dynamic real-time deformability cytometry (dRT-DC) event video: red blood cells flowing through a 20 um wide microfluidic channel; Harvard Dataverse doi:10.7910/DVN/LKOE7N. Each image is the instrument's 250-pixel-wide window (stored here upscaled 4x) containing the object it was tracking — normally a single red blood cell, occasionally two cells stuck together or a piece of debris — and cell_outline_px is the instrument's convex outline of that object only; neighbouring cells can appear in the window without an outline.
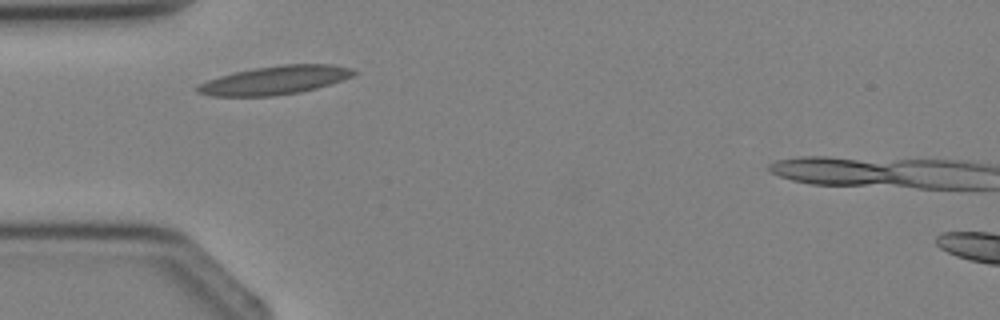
{"species": "Egyptian fruit bat (a non-hibernating species)", "species_latin": "Rousettus aegyptiacus", "temperature_condition": "cold", "stored_images_in_passage": 2, "camera_frame_rate_fps": 3000, "um_per_image_px": 0.085, "animal": {"sex": "female"}, "frame": {"image": 1, "passage_image": 1, "time_ms": 0.0, "image_size_px": [1000, 320], "cell_outline_px": [[356, 72], [352, 76], [316, 88], [300, 92], [272, 96], [212, 96], [196, 92], [196, 84], [220, 76], [236, 72], [256, 68], [284, 64], [332, 64], [352, 68]], "centroid_in_image_um": [23.34, 6.82], "position_along_channel_um": 61.7, "area_um2": 25.72}}
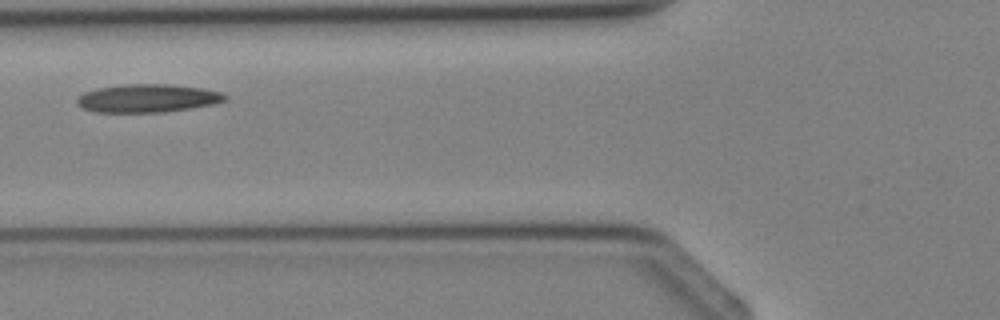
{"frame": {"image": 2, "passage_image": 2, "time_ms": 1.0, "image_size_px": [1000, 320], "cell_outline_px": [[228, 100], [212, 104], [164, 112], [96, 112], [84, 108], [76, 104], [76, 96], [84, 92], [96, 88], [124, 84], [172, 84], [200, 88], [220, 92], [228, 96]], "centroid_in_image_um": [12.5, 8.34], "position_along_channel_um": 113.3, "area_um2": 24.33}}